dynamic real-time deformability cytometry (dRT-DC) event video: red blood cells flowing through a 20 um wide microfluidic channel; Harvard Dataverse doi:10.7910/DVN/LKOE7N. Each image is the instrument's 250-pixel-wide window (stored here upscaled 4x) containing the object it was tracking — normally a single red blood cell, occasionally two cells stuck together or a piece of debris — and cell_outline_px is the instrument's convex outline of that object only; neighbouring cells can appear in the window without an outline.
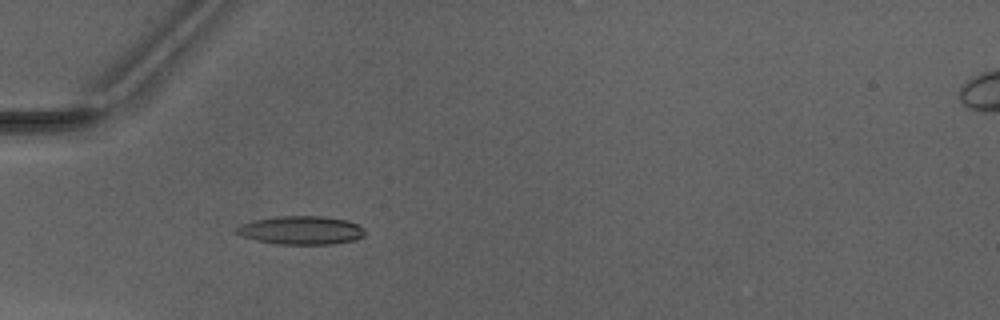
{"species": "Egyptian fruit bat (a non-hibernating species)", "species_latin": "Rousettus aegyptiacus", "temperature_condition": "warm", "stored_images_in_passage": 43, "camera_frame_rate_fps": 3000, "um_per_image_px": 0.085, "animal": {"sex": "male"}, "frame": {"image": 1, "passage_image": 9, "time_ms": 2.667, "image_size_px": [1000, 320], "cell_outline_px": [[364, 236], [356, 240], [332, 244], [276, 244], [256, 240], [240, 236], [232, 232], [240, 224], [256, 220], [276, 216], [324, 216], [348, 220], [364, 228]], "centroid_in_image_um": [25.57, 19.57], "position_along_channel_um": 59.4, "area_um2": 21.5}}
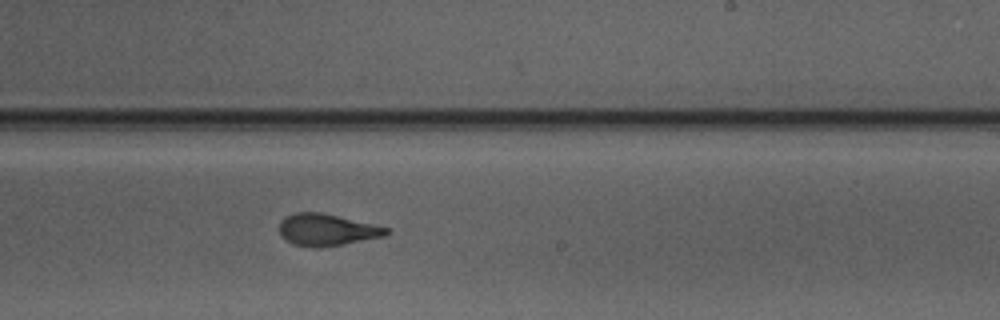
{"frame": {"image": 2, "passage_image": 24, "time_ms": 7.667, "image_size_px": [1000, 320], "cell_outline_px": [[392, 232], [388, 236], [344, 244], [320, 248], [312, 248], [292, 244], [280, 236], [280, 220], [296, 212], [320, 212], [372, 224], [388, 228]], "centroid_in_image_um": [27.8, 19.56], "position_along_channel_um": 261.2, "area_um2": 20.0}}
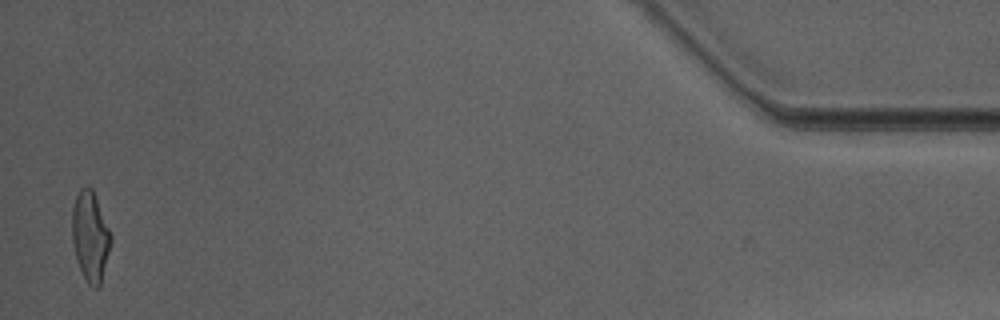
{"frame": {"image": 3, "passage_image": 42, "time_ms": 13.667, "image_size_px": [1000, 320], "cell_outline_px": [[112, 240], [100, 284], [96, 288], [92, 288], [88, 284], [80, 268], [72, 244], [72, 208], [76, 196], [80, 188], [84, 184], [88, 184], [92, 188], [112, 236]], "centroid_in_image_um": [7.66, 20.04], "position_along_channel_um": 427.5, "area_um2": 20.23}, "authors_computed_cell_mechanics": {"area_um2": 20.0566, "velocity_mm_per_s": 4.1808, "shape_relaxation_time_tau1_ms": 5.9596, "shape_relaxation_time_tau2_ms": 1.6348, "deformation_change_tau1": 0.211, "deformation_change_tau2": 0.106}}